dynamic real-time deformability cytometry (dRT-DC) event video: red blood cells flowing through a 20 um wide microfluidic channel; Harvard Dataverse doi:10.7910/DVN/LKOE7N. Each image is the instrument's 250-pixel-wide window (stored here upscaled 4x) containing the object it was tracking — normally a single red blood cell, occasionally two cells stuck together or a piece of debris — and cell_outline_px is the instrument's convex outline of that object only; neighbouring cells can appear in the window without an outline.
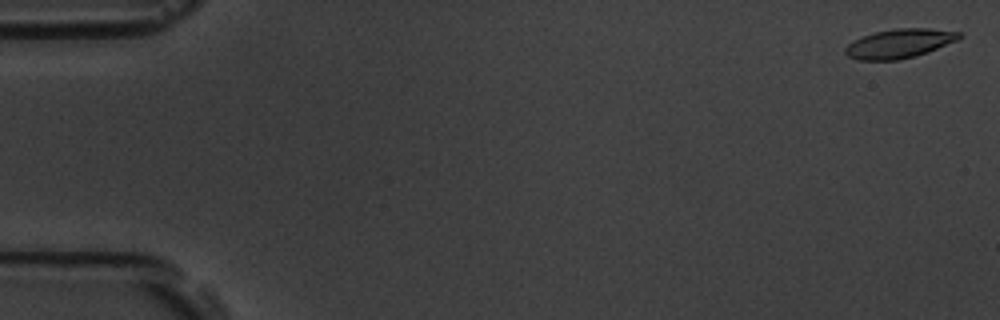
{"species": "common noctule bat (a hibernating species)", "species_latin": "Nyctalus noctula", "temperature_condition": "room temperature", "stored_images_in_passage": 10, "camera_frame_rate_fps": 3000, "um_per_image_px": 0.085, "animal": {"sex": "male", "body_mass_g": 19.5, "forearm_length_mm": 54.6}, "frame": {"image": 1, "passage_image": 2, "time_ms": 0.333, "image_size_px": [1000, 320], "cell_outline_px": [[964, 36], [956, 40], [928, 52], [916, 56], [900, 60], [856, 60], [848, 56], [844, 52], [844, 48], [852, 40], [876, 32], [896, 28], [928, 28], [960, 32]], "centroid_in_image_um": [76.43, 3.71], "position_along_channel_um": 8.6, "area_um2": 19.36}}